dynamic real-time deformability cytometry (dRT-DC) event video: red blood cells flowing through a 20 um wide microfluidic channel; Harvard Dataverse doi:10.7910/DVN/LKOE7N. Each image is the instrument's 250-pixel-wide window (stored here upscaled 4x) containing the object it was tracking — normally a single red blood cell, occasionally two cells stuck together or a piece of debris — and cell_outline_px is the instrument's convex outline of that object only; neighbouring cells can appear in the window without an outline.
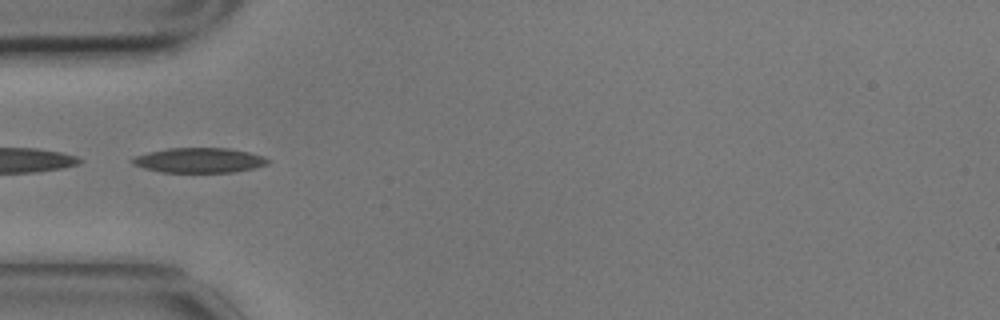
{"species": "common noctule bat (a hibernating species)", "species_latin": "Nyctalus noctula", "temperature_condition": "cold", "stored_images_in_passage": 37, "camera_frame_rate_fps": 3000, "um_per_image_px": 0.085, "animal": {"sex": "male", "body_mass_g": 17.9}, "frame": {"image": 1, "passage_image": 17, "time_ms": 5.333, "image_size_px": [1000, 320], "cell_outline_px": [[272, 160], [268, 164], [252, 168], [232, 172], [160, 172], [144, 168], [132, 164], [128, 160], [136, 156], [148, 152], [168, 148], [228, 148], [248, 152], [264, 156]], "centroid_in_image_um": [16.92, 13.62], "position_along_channel_um": 68.1, "area_um2": 19.71}}